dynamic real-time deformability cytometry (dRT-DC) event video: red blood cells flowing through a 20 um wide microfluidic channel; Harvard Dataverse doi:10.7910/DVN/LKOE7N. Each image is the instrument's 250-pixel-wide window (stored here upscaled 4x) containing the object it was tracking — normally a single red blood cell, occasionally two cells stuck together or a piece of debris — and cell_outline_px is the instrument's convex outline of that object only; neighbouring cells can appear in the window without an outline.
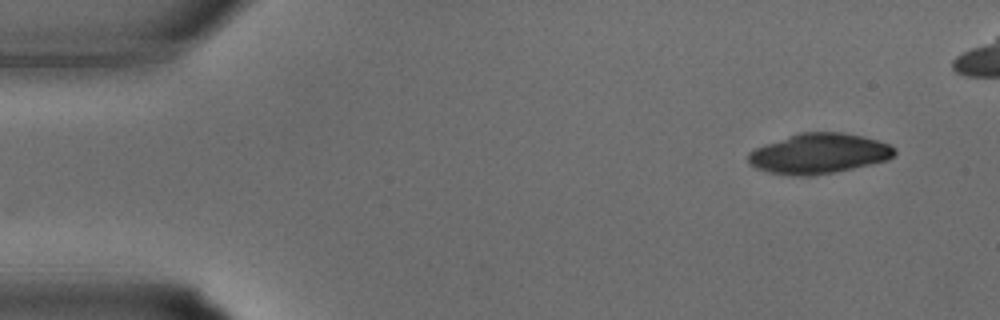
{"species": "common noctule bat (a hibernating species)", "species_latin": "Nyctalus noctula", "temperature_condition": "warm", "stored_images_in_passage": 9, "camera_frame_rate_fps": 3000, "um_per_image_px": 0.085, "animal": {"sex": "male", "body_mass_g": 15.6}, "frame": {"image": 1, "passage_image": 1, "time_ms": 0.0, "image_size_px": [1000, 320], "cell_outline_px": [[896, 152], [888, 160], [852, 168], [812, 176], [792, 176], [768, 172], [756, 168], [748, 164], [748, 152], [764, 144], [800, 132], [844, 132], [864, 136], [880, 140], [896, 148]], "centroid_in_image_um": [69.59, 13.05], "position_along_channel_um": 15.4, "area_um2": 34.39}}